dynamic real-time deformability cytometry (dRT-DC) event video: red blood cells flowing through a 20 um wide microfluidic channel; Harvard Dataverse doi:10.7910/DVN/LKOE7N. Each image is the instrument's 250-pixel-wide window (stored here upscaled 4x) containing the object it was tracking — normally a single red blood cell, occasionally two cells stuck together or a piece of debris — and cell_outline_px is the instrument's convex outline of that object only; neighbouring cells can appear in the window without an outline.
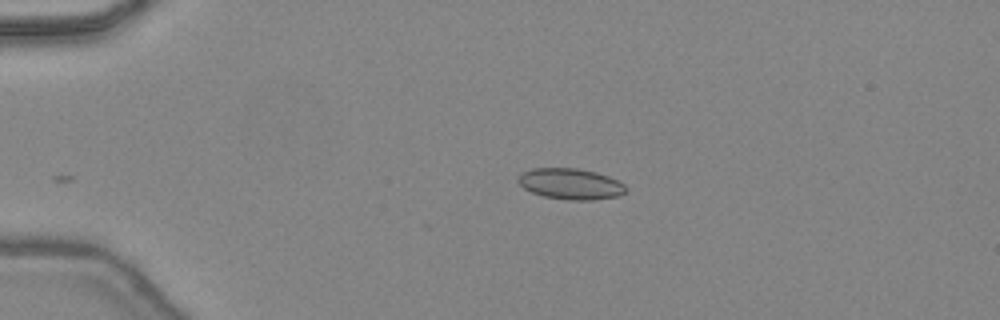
{"species": "common noctule bat (a hibernating species)", "species_latin": "Nyctalus noctula", "temperature_condition": "warm", "stored_images_in_passage": 34, "camera_frame_rate_fps": 3000, "um_per_image_px": 0.085, "animal": {"sex": "female", "body_mass_g": 24.6, "forearm_length_mm": 56.2}, "frame": {"image": 1, "passage_image": 1, "time_ms": 0.0, "image_size_px": [1000, 320], "cell_outline_px": [[628, 188], [620, 196], [592, 200], [572, 200], [544, 196], [532, 192], [524, 188], [516, 180], [524, 172], [532, 168], [576, 168], [596, 172], [608, 176], [624, 184]], "centroid_in_image_um": [48.52, 15.63], "position_along_channel_um": 36.5, "area_um2": 19.31}}
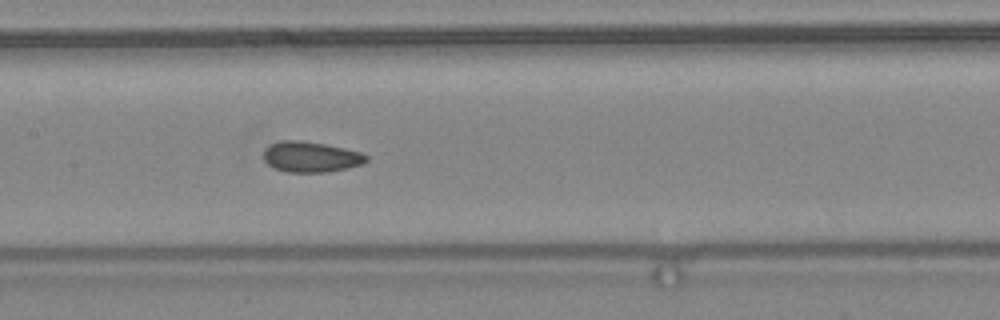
{"frame": {"image": 2, "passage_image": 14, "time_ms": 4.333, "image_size_px": [1000, 320], "cell_outline_px": [[368, 160], [364, 164], [348, 168], [328, 172], [284, 172], [272, 168], [264, 160], [264, 148], [280, 140], [300, 140], [324, 144], [344, 148], [360, 152], [368, 156]], "centroid_in_image_um": [26.41, 13.34], "position_along_channel_um": 181.0, "area_um2": 18.5}}
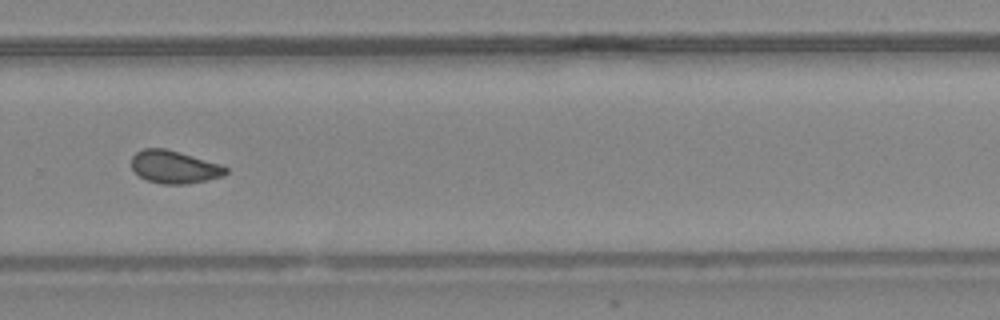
{"frame": {"image": 3, "passage_image": 23, "time_ms": 7.333, "image_size_px": [1000, 320], "cell_outline_px": [[228, 172], [224, 176], [208, 180], [188, 184], [164, 184], [148, 180], [140, 176], [132, 168], [132, 156], [136, 152], [144, 148], [164, 148], [180, 152], [220, 164], [228, 168]], "centroid_in_image_um": [14.84, 14.19], "position_along_channel_um": 315.0, "area_um2": 17.98}, "authors_computed_cell_mechanics": {"area_um2": 18.0625, "velocity_mm_per_s": 4.4898, "shape_relaxation_time_tau1_ms": null, "shape_relaxation_time_tau2_ms": 0.924, "deformation_change_tau1": null, "deformation_change_tau2": 0.0564}}